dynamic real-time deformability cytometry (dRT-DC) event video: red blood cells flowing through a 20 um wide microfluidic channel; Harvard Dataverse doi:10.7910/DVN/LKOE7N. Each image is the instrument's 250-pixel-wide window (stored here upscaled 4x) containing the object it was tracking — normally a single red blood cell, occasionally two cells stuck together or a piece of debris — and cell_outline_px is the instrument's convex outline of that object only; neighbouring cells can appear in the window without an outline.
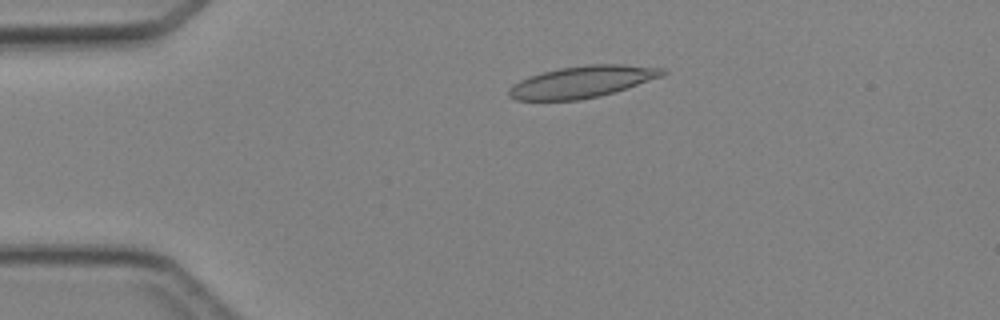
{"species": "Egyptian fruit bat (a non-hibernating species)", "species_latin": "Rousettus aegyptiacus", "temperature_condition": "cold", "stored_images_in_passage": 37, "camera_frame_rate_fps": 3000, "um_per_image_px": 0.085, "animal": {"sex": "female"}, "frame": {"image": 1, "passage_image": 1, "time_ms": 0.0, "image_size_px": [1000, 320], "cell_outline_px": [[668, 72], [664, 76], [616, 92], [600, 96], [580, 100], [516, 100], [508, 96], [508, 88], [512, 84], [528, 76], [560, 68], [584, 64], [624, 64], [664, 68]], "centroid_in_image_um": [49.52, 6.95], "position_along_channel_um": 35.5, "area_um2": 28.78}}
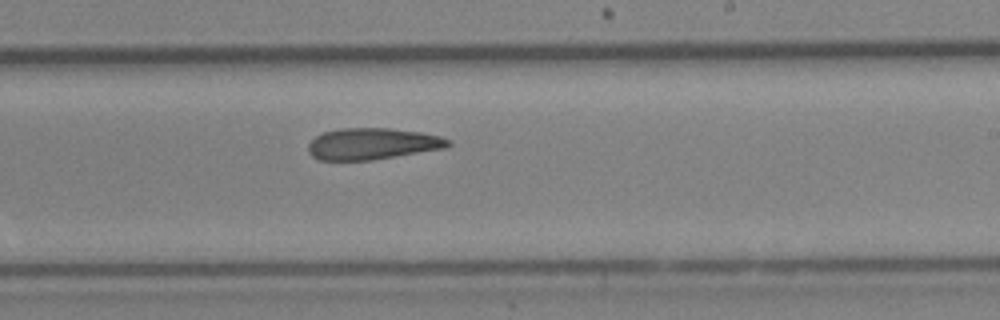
{"frame": {"image": 2, "passage_image": 19, "time_ms": 6.0, "image_size_px": [1000, 320], "cell_outline_px": [[452, 144], [448, 148], [372, 160], [320, 160], [312, 156], [308, 152], [308, 144], [316, 136], [324, 132], [340, 128], [388, 128], [420, 132], [440, 136], [452, 140]], "centroid_in_image_um": [31.69, 12.22], "position_along_channel_um": 257.3, "area_um2": 25.84}}
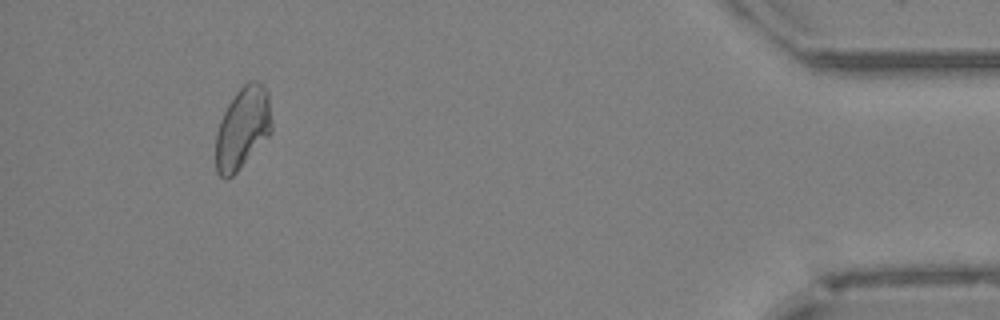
{"frame": {"image": 3, "passage_image": 34, "time_ms": 11.0, "image_size_px": [1000, 320], "cell_outline_px": [[272, 132], [236, 172], [228, 180], [224, 180], [216, 172], [216, 132], [220, 120], [228, 104], [236, 92], [248, 80], [260, 80], [264, 84], [268, 92], [272, 124]], "centroid_in_image_um": [20.63, 10.86], "position_along_channel_um": 414.6, "area_um2": 26.88}}